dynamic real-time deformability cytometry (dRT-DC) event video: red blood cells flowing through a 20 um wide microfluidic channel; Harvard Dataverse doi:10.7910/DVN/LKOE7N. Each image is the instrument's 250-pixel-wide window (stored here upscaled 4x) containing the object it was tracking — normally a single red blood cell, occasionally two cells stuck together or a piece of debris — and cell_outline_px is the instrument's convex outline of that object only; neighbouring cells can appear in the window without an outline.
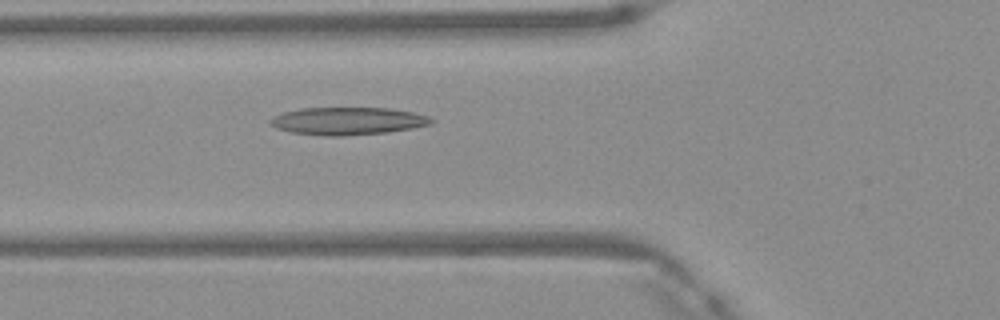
{"species": "Egyptian fruit bat (a non-hibernating species)", "species_latin": "Rousettus aegyptiacus", "temperature_condition": "warm", "stored_images_in_passage": 41, "camera_frame_rate_fps": 3000, "um_per_image_px": 0.085, "frame": {"image": 1, "passage_image": 10, "time_ms": 3.0, "image_size_px": [1000, 320], "cell_outline_px": [[436, 120], [432, 124], [412, 128], [388, 132], [344, 136], [324, 136], [292, 132], [276, 128], [268, 120], [272, 116], [284, 112], [300, 108], [388, 108], [412, 112], [428, 116]], "centroid_in_image_um": [29.56, 10.29], "position_along_channel_um": 96.2, "area_um2": 25.95}}
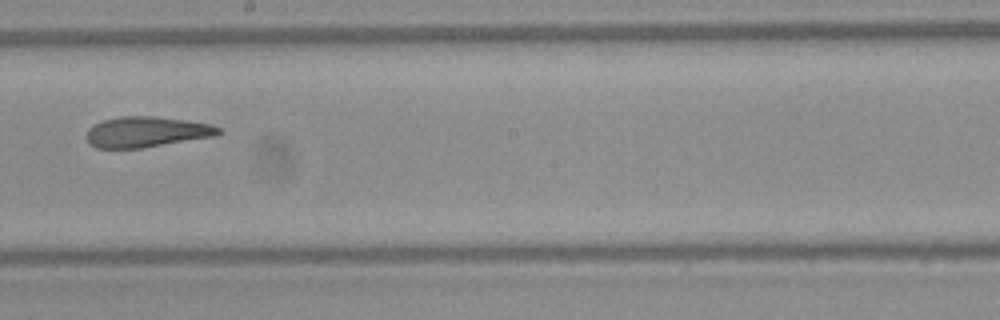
{"frame": {"image": 2, "passage_image": 20, "time_ms": 6.333, "image_size_px": [1000, 320], "cell_outline_px": [[224, 132], [216, 136], [144, 148], [96, 148], [84, 136], [88, 128], [92, 124], [100, 120], [120, 116], [156, 116], [212, 124], [220, 128]], "centroid_in_image_um": [12.45, 11.21], "position_along_channel_um": 235.8, "area_um2": 23.93}}
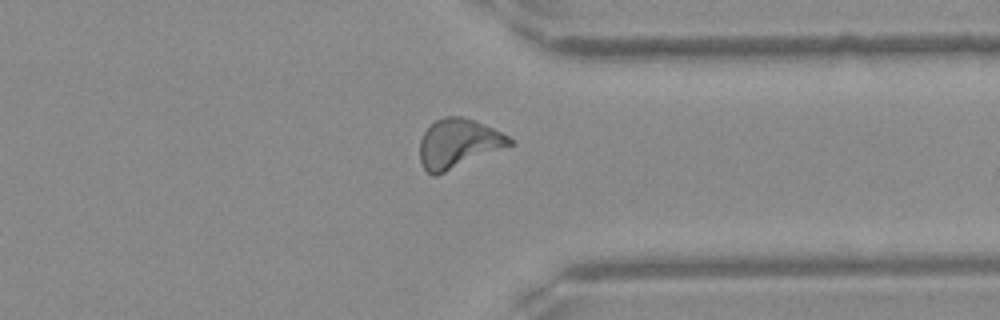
{"frame": {"image": 3, "passage_image": 30, "time_ms": 9.667, "image_size_px": [1000, 320], "cell_outline_px": [[516, 144], [436, 176], [432, 176], [424, 168], [420, 160], [420, 140], [424, 132], [436, 120], [444, 116], [460, 116], [484, 124], [508, 136]], "centroid_in_image_um": [38.96, 12.22], "position_along_channel_um": 372.4, "area_um2": 25.72}, "authors_computed_cell_mechanics": {"area_um2": 24.9118, "velocity_mm_per_s": 4.161, "shape_relaxation_time_tau1_ms": null, "shape_relaxation_time_tau2_ms": 3.311, "deformation_change_tau1": null, "deformation_change_tau2": 0.1308}}